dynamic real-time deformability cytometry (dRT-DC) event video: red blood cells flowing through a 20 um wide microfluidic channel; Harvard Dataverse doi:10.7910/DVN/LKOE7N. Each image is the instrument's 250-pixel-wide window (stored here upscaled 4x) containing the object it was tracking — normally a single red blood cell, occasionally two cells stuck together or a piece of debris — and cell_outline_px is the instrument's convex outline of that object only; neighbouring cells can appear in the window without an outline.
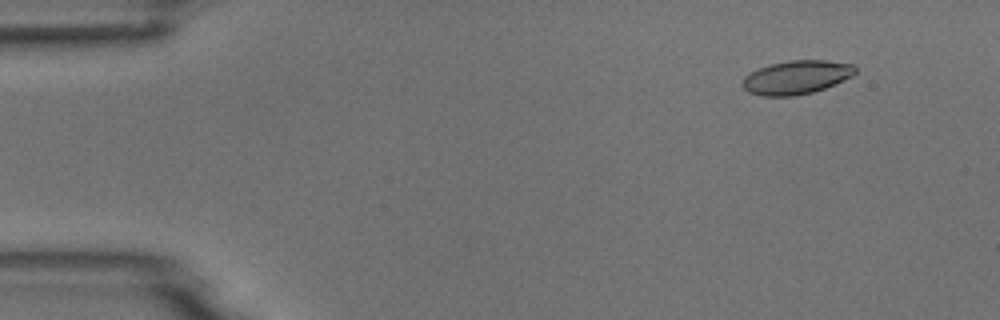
{"species": "common noctule bat (a hibernating species)", "species_latin": "Nyctalus noctula", "temperature_condition": "room temperature", "stored_images_in_passage": 3, "camera_frame_rate_fps": 3000, "um_per_image_px": 0.085, "animal": {"sex": "male", "body_mass_g": 18.8}, "frame": {"image": 1, "passage_image": 1, "time_ms": 0.0, "image_size_px": [1000, 320], "cell_outline_px": [[856, 72], [852, 76], [824, 88], [812, 92], [792, 96], [760, 96], [748, 92], [740, 84], [744, 76], [768, 64], [788, 60], [828, 60], [856, 64]], "centroid_in_image_um": [67.69, 6.56], "position_along_channel_um": 17.3, "area_um2": 22.25}}